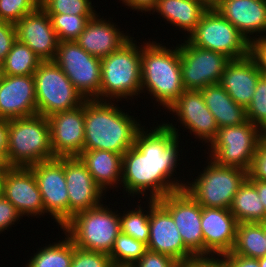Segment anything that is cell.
<instances>
[{"instance_id":"c3c4849f","label":"cell","mask_w":266,"mask_h":267,"mask_svg":"<svg viewBox=\"0 0 266 267\" xmlns=\"http://www.w3.org/2000/svg\"><path fill=\"white\" fill-rule=\"evenodd\" d=\"M9 120L0 118V157L7 165Z\"/></svg>"},{"instance_id":"4316f807","label":"cell","mask_w":266,"mask_h":267,"mask_svg":"<svg viewBox=\"0 0 266 267\" xmlns=\"http://www.w3.org/2000/svg\"><path fill=\"white\" fill-rule=\"evenodd\" d=\"M208 9L198 0H157L155 7L148 13L160 15L164 22L184 33L183 38L195 30L203 14ZM187 34V35H186Z\"/></svg>"},{"instance_id":"7c38bea8","label":"cell","mask_w":266,"mask_h":267,"mask_svg":"<svg viewBox=\"0 0 266 267\" xmlns=\"http://www.w3.org/2000/svg\"><path fill=\"white\" fill-rule=\"evenodd\" d=\"M178 41H181L177 44L185 90H201L219 83L231 59L222 53L196 47L187 39Z\"/></svg>"},{"instance_id":"d590c367","label":"cell","mask_w":266,"mask_h":267,"mask_svg":"<svg viewBox=\"0 0 266 267\" xmlns=\"http://www.w3.org/2000/svg\"><path fill=\"white\" fill-rule=\"evenodd\" d=\"M39 6L46 13L95 15L91 0H40Z\"/></svg>"},{"instance_id":"4fadbf2b","label":"cell","mask_w":266,"mask_h":267,"mask_svg":"<svg viewBox=\"0 0 266 267\" xmlns=\"http://www.w3.org/2000/svg\"><path fill=\"white\" fill-rule=\"evenodd\" d=\"M41 193L45 215L62 228L69 221V198L64 174V158H54L30 166Z\"/></svg>"},{"instance_id":"9c48e42d","label":"cell","mask_w":266,"mask_h":267,"mask_svg":"<svg viewBox=\"0 0 266 267\" xmlns=\"http://www.w3.org/2000/svg\"><path fill=\"white\" fill-rule=\"evenodd\" d=\"M33 77L38 115L49 117L77 108L85 101L54 61H42Z\"/></svg>"},{"instance_id":"bcb514c9","label":"cell","mask_w":266,"mask_h":267,"mask_svg":"<svg viewBox=\"0 0 266 267\" xmlns=\"http://www.w3.org/2000/svg\"><path fill=\"white\" fill-rule=\"evenodd\" d=\"M222 256L227 260L229 267H260L257 258L245 257L232 252Z\"/></svg>"},{"instance_id":"f35d334b","label":"cell","mask_w":266,"mask_h":267,"mask_svg":"<svg viewBox=\"0 0 266 267\" xmlns=\"http://www.w3.org/2000/svg\"><path fill=\"white\" fill-rule=\"evenodd\" d=\"M71 267H113L109 254L85 250L74 245Z\"/></svg>"},{"instance_id":"7bdbcfd3","label":"cell","mask_w":266,"mask_h":267,"mask_svg":"<svg viewBox=\"0 0 266 267\" xmlns=\"http://www.w3.org/2000/svg\"><path fill=\"white\" fill-rule=\"evenodd\" d=\"M17 40L15 24L0 21V59L4 61L13 43Z\"/></svg>"},{"instance_id":"30bf717a","label":"cell","mask_w":266,"mask_h":267,"mask_svg":"<svg viewBox=\"0 0 266 267\" xmlns=\"http://www.w3.org/2000/svg\"><path fill=\"white\" fill-rule=\"evenodd\" d=\"M186 39L196 47L222 53L231 60L250 55V42L216 9L207 10Z\"/></svg>"},{"instance_id":"9a60e30c","label":"cell","mask_w":266,"mask_h":267,"mask_svg":"<svg viewBox=\"0 0 266 267\" xmlns=\"http://www.w3.org/2000/svg\"><path fill=\"white\" fill-rule=\"evenodd\" d=\"M176 119L183 132L186 129L201 143L209 146L216 138L218 125L207 108L200 90H184L181 96L167 109ZM171 112V113H170ZM186 128V129H185Z\"/></svg>"},{"instance_id":"b9f144b4","label":"cell","mask_w":266,"mask_h":267,"mask_svg":"<svg viewBox=\"0 0 266 267\" xmlns=\"http://www.w3.org/2000/svg\"><path fill=\"white\" fill-rule=\"evenodd\" d=\"M248 179L266 181V135L259 143L252 166L248 172Z\"/></svg>"},{"instance_id":"44dd1931","label":"cell","mask_w":266,"mask_h":267,"mask_svg":"<svg viewBox=\"0 0 266 267\" xmlns=\"http://www.w3.org/2000/svg\"><path fill=\"white\" fill-rule=\"evenodd\" d=\"M37 115L33 75L0 78V118L17 119Z\"/></svg>"},{"instance_id":"816d5d0a","label":"cell","mask_w":266,"mask_h":267,"mask_svg":"<svg viewBox=\"0 0 266 267\" xmlns=\"http://www.w3.org/2000/svg\"><path fill=\"white\" fill-rule=\"evenodd\" d=\"M260 267H266V255L264 257L258 258Z\"/></svg>"},{"instance_id":"ffe728a7","label":"cell","mask_w":266,"mask_h":267,"mask_svg":"<svg viewBox=\"0 0 266 267\" xmlns=\"http://www.w3.org/2000/svg\"><path fill=\"white\" fill-rule=\"evenodd\" d=\"M237 220L229 209L202 207L203 256H222L232 251Z\"/></svg>"},{"instance_id":"484cf974","label":"cell","mask_w":266,"mask_h":267,"mask_svg":"<svg viewBox=\"0 0 266 267\" xmlns=\"http://www.w3.org/2000/svg\"><path fill=\"white\" fill-rule=\"evenodd\" d=\"M122 157V154L106 150H85L78 156L104 193L111 188L122 190Z\"/></svg>"},{"instance_id":"ab89813d","label":"cell","mask_w":266,"mask_h":267,"mask_svg":"<svg viewBox=\"0 0 266 267\" xmlns=\"http://www.w3.org/2000/svg\"><path fill=\"white\" fill-rule=\"evenodd\" d=\"M183 265L170 256L147 250L143 257L131 267H182Z\"/></svg>"},{"instance_id":"8d00e7d4","label":"cell","mask_w":266,"mask_h":267,"mask_svg":"<svg viewBox=\"0 0 266 267\" xmlns=\"http://www.w3.org/2000/svg\"><path fill=\"white\" fill-rule=\"evenodd\" d=\"M246 119L266 134V80L257 82L252 101L246 108Z\"/></svg>"},{"instance_id":"836d02e7","label":"cell","mask_w":266,"mask_h":267,"mask_svg":"<svg viewBox=\"0 0 266 267\" xmlns=\"http://www.w3.org/2000/svg\"><path fill=\"white\" fill-rule=\"evenodd\" d=\"M147 250V244L120 232L109 256L113 266L131 267Z\"/></svg>"},{"instance_id":"d6a6232c","label":"cell","mask_w":266,"mask_h":267,"mask_svg":"<svg viewBox=\"0 0 266 267\" xmlns=\"http://www.w3.org/2000/svg\"><path fill=\"white\" fill-rule=\"evenodd\" d=\"M141 199L138 200L139 205H131L132 209H125L119 213L121 232L133 237L134 239L141 241L145 244L149 241V217H150V200L144 201V206L148 202V206H141ZM136 207V208H135Z\"/></svg>"},{"instance_id":"f6af8a7d","label":"cell","mask_w":266,"mask_h":267,"mask_svg":"<svg viewBox=\"0 0 266 267\" xmlns=\"http://www.w3.org/2000/svg\"><path fill=\"white\" fill-rule=\"evenodd\" d=\"M182 267H229L223 256H195Z\"/></svg>"},{"instance_id":"4dcf8cb0","label":"cell","mask_w":266,"mask_h":267,"mask_svg":"<svg viewBox=\"0 0 266 267\" xmlns=\"http://www.w3.org/2000/svg\"><path fill=\"white\" fill-rule=\"evenodd\" d=\"M63 233L65 239L52 241V244L36 249V253L30 256L23 267H71L74 243L64 231Z\"/></svg>"},{"instance_id":"8992f818","label":"cell","mask_w":266,"mask_h":267,"mask_svg":"<svg viewBox=\"0 0 266 267\" xmlns=\"http://www.w3.org/2000/svg\"><path fill=\"white\" fill-rule=\"evenodd\" d=\"M106 202L75 214L61 229L76 247L110 254L121 232L118 210Z\"/></svg>"},{"instance_id":"8fae6325","label":"cell","mask_w":266,"mask_h":267,"mask_svg":"<svg viewBox=\"0 0 266 267\" xmlns=\"http://www.w3.org/2000/svg\"><path fill=\"white\" fill-rule=\"evenodd\" d=\"M53 61L85 100H100V58L87 53L76 41H63L58 43Z\"/></svg>"},{"instance_id":"ac0fdd59","label":"cell","mask_w":266,"mask_h":267,"mask_svg":"<svg viewBox=\"0 0 266 267\" xmlns=\"http://www.w3.org/2000/svg\"><path fill=\"white\" fill-rule=\"evenodd\" d=\"M85 101L77 108L57 112L48 118L55 158L78 157L84 148Z\"/></svg>"},{"instance_id":"5b68a950","label":"cell","mask_w":266,"mask_h":267,"mask_svg":"<svg viewBox=\"0 0 266 267\" xmlns=\"http://www.w3.org/2000/svg\"><path fill=\"white\" fill-rule=\"evenodd\" d=\"M54 158L47 117L9 120L7 167H30Z\"/></svg>"},{"instance_id":"681fc988","label":"cell","mask_w":266,"mask_h":267,"mask_svg":"<svg viewBox=\"0 0 266 267\" xmlns=\"http://www.w3.org/2000/svg\"><path fill=\"white\" fill-rule=\"evenodd\" d=\"M249 180L255 185L260 201L265 208V214H266V181H261L258 179H249Z\"/></svg>"},{"instance_id":"74e56055","label":"cell","mask_w":266,"mask_h":267,"mask_svg":"<svg viewBox=\"0 0 266 267\" xmlns=\"http://www.w3.org/2000/svg\"><path fill=\"white\" fill-rule=\"evenodd\" d=\"M40 0H0V21L16 24L23 16L34 12Z\"/></svg>"},{"instance_id":"cb8c5ba5","label":"cell","mask_w":266,"mask_h":267,"mask_svg":"<svg viewBox=\"0 0 266 267\" xmlns=\"http://www.w3.org/2000/svg\"><path fill=\"white\" fill-rule=\"evenodd\" d=\"M216 10L249 42L266 36V0H224Z\"/></svg>"},{"instance_id":"3957f363","label":"cell","mask_w":266,"mask_h":267,"mask_svg":"<svg viewBox=\"0 0 266 267\" xmlns=\"http://www.w3.org/2000/svg\"><path fill=\"white\" fill-rule=\"evenodd\" d=\"M141 42V93L146 92L167 111L185 90L179 46L157 41ZM169 47V48H168ZM172 48V49H171ZM174 48V49H173ZM155 98V99H154Z\"/></svg>"},{"instance_id":"277c9868","label":"cell","mask_w":266,"mask_h":267,"mask_svg":"<svg viewBox=\"0 0 266 267\" xmlns=\"http://www.w3.org/2000/svg\"><path fill=\"white\" fill-rule=\"evenodd\" d=\"M134 38L101 59L100 101L132 102L140 97L141 45Z\"/></svg>"},{"instance_id":"5bb4252c","label":"cell","mask_w":266,"mask_h":267,"mask_svg":"<svg viewBox=\"0 0 266 267\" xmlns=\"http://www.w3.org/2000/svg\"><path fill=\"white\" fill-rule=\"evenodd\" d=\"M157 201L172 216L184 245L195 256H203L202 206L184 189L167 194Z\"/></svg>"},{"instance_id":"e575fe53","label":"cell","mask_w":266,"mask_h":267,"mask_svg":"<svg viewBox=\"0 0 266 267\" xmlns=\"http://www.w3.org/2000/svg\"><path fill=\"white\" fill-rule=\"evenodd\" d=\"M59 42L76 41L94 15L47 13Z\"/></svg>"},{"instance_id":"f546056e","label":"cell","mask_w":266,"mask_h":267,"mask_svg":"<svg viewBox=\"0 0 266 267\" xmlns=\"http://www.w3.org/2000/svg\"><path fill=\"white\" fill-rule=\"evenodd\" d=\"M234 254L251 258L266 255L265 223L241 222L237 224Z\"/></svg>"},{"instance_id":"ba28073f","label":"cell","mask_w":266,"mask_h":267,"mask_svg":"<svg viewBox=\"0 0 266 267\" xmlns=\"http://www.w3.org/2000/svg\"><path fill=\"white\" fill-rule=\"evenodd\" d=\"M266 134L250 121L220 127L207 147V156L216 164L250 171L259 143Z\"/></svg>"},{"instance_id":"7402d4cb","label":"cell","mask_w":266,"mask_h":267,"mask_svg":"<svg viewBox=\"0 0 266 267\" xmlns=\"http://www.w3.org/2000/svg\"><path fill=\"white\" fill-rule=\"evenodd\" d=\"M17 40L26 44L42 61H53L59 40L49 15L39 6L16 24Z\"/></svg>"},{"instance_id":"d6986e66","label":"cell","mask_w":266,"mask_h":267,"mask_svg":"<svg viewBox=\"0 0 266 267\" xmlns=\"http://www.w3.org/2000/svg\"><path fill=\"white\" fill-rule=\"evenodd\" d=\"M64 174L69 198V220L79 212L100 205L106 198V193L95 183L78 157L64 158Z\"/></svg>"},{"instance_id":"6da1fadb","label":"cell","mask_w":266,"mask_h":267,"mask_svg":"<svg viewBox=\"0 0 266 267\" xmlns=\"http://www.w3.org/2000/svg\"><path fill=\"white\" fill-rule=\"evenodd\" d=\"M154 123L157 126H150L151 130L144 125L137 132L134 146L123 154L121 187L124 195L125 192L128 195L125 199L131 196L139 200L141 194L142 199L159 200L184 189L185 176L184 180L174 177L179 174L176 172L179 161L183 160L180 159L183 150L179 148L181 133L172 122Z\"/></svg>"},{"instance_id":"11a10c76","label":"cell","mask_w":266,"mask_h":267,"mask_svg":"<svg viewBox=\"0 0 266 267\" xmlns=\"http://www.w3.org/2000/svg\"><path fill=\"white\" fill-rule=\"evenodd\" d=\"M4 171H0V194H1V188H2V177H3Z\"/></svg>"},{"instance_id":"60d3db41","label":"cell","mask_w":266,"mask_h":267,"mask_svg":"<svg viewBox=\"0 0 266 267\" xmlns=\"http://www.w3.org/2000/svg\"><path fill=\"white\" fill-rule=\"evenodd\" d=\"M23 218L16 207L6 199L2 193L0 194V234L5 230H9L15 222H19Z\"/></svg>"},{"instance_id":"ee69618b","label":"cell","mask_w":266,"mask_h":267,"mask_svg":"<svg viewBox=\"0 0 266 267\" xmlns=\"http://www.w3.org/2000/svg\"><path fill=\"white\" fill-rule=\"evenodd\" d=\"M250 56L255 60L258 69L266 72V36L250 42Z\"/></svg>"},{"instance_id":"f907efd6","label":"cell","mask_w":266,"mask_h":267,"mask_svg":"<svg viewBox=\"0 0 266 267\" xmlns=\"http://www.w3.org/2000/svg\"><path fill=\"white\" fill-rule=\"evenodd\" d=\"M208 10L216 9L224 0H198Z\"/></svg>"},{"instance_id":"603a6c76","label":"cell","mask_w":266,"mask_h":267,"mask_svg":"<svg viewBox=\"0 0 266 267\" xmlns=\"http://www.w3.org/2000/svg\"><path fill=\"white\" fill-rule=\"evenodd\" d=\"M97 13L88 21L85 29L76 42L89 54L97 58H104L119 50L133 36L121 29L114 22Z\"/></svg>"},{"instance_id":"9f6ffc18","label":"cell","mask_w":266,"mask_h":267,"mask_svg":"<svg viewBox=\"0 0 266 267\" xmlns=\"http://www.w3.org/2000/svg\"><path fill=\"white\" fill-rule=\"evenodd\" d=\"M261 76L266 80V72H261Z\"/></svg>"},{"instance_id":"f5cc1de1","label":"cell","mask_w":266,"mask_h":267,"mask_svg":"<svg viewBox=\"0 0 266 267\" xmlns=\"http://www.w3.org/2000/svg\"><path fill=\"white\" fill-rule=\"evenodd\" d=\"M6 168V162L0 157V171H5Z\"/></svg>"},{"instance_id":"52a82bcc","label":"cell","mask_w":266,"mask_h":267,"mask_svg":"<svg viewBox=\"0 0 266 267\" xmlns=\"http://www.w3.org/2000/svg\"><path fill=\"white\" fill-rule=\"evenodd\" d=\"M207 165L192 180L185 182L184 190L202 207L229 209L238 189L248 178V172L237 167L221 166L208 156ZM210 160V161H209Z\"/></svg>"},{"instance_id":"e0dca14e","label":"cell","mask_w":266,"mask_h":267,"mask_svg":"<svg viewBox=\"0 0 266 267\" xmlns=\"http://www.w3.org/2000/svg\"><path fill=\"white\" fill-rule=\"evenodd\" d=\"M1 193L22 217L44 216L41 193L30 167H7L2 177Z\"/></svg>"},{"instance_id":"d4e9b609","label":"cell","mask_w":266,"mask_h":267,"mask_svg":"<svg viewBox=\"0 0 266 267\" xmlns=\"http://www.w3.org/2000/svg\"><path fill=\"white\" fill-rule=\"evenodd\" d=\"M260 77L261 71L249 55L242 59L231 60L219 84L237 104L246 109L252 101Z\"/></svg>"},{"instance_id":"1f68e13d","label":"cell","mask_w":266,"mask_h":267,"mask_svg":"<svg viewBox=\"0 0 266 267\" xmlns=\"http://www.w3.org/2000/svg\"><path fill=\"white\" fill-rule=\"evenodd\" d=\"M41 62L26 44L16 40L3 61V75H33Z\"/></svg>"},{"instance_id":"83f0119b","label":"cell","mask_w":266,"mask_h":267,"mask_svg":"<svg viewBox=\"0 0 266 267\" xmlns=\"http://www.w3.org/2000/svg\"><path fill=\"white\" fill-rule=\"evenodd\" d=\"M200 92L219 128L239 125L247 120L246 109L237 104L219 83L209 85Z\"/></svg>"},{"instance_id":"7dc6e473","label":"cell","mask_w":266,"mask_h":267,"mask_svg":"<svg viewBox=\"0 0 266 267\" xmlns=\"http://www.w3.org/2000/svg\"><path fill=\"white\" fill-rule=\"evenodd\" d=\"M122 1V2H121ZM126 8H130V10L137 12H151V10L155 7L157 0H119Z\"/></svg>"},{"instance_id":"db71d44e","label":"cell","mask_w":266,"mask_h":267,"mask_svg":"<svg viewBox=\"0 0 266 267\" xmlns=\"http://www.w3.org/2000/svg\"><path fill=\"white\" fill-rule=\"evenodd\" d=\"M3 76V61L0 59V78Z\"/></svg>"},{"instance_id":"7a4b0ae2","label":"cell","mask_w":266,"mask_h":267,"mask_svg":"<svg viewBox=\"0 0 266 267\" xmlns=\"http://www.w3.org/2000/svg\"><path fill=\"white\" fill-rule=\"evenodd\" d=\"M116 101L85 100V150H106L124 154L135 143L144 126L140 119L120 109Z\"/></svg>"},{"instance_id":"2e32d148","label":"cell","mask_w":266,"mask_h":267,"mask_svg":"<svg viewBox=\"0 0 266 267\" xmlns=\"http://www.w3.org/2000/svg\"><path fill=\"white\" fill-rule=\"evenodd\" d=\"M149 225L148 250L170 256L182 265L195 257L184 245L172 216L157 200H150Z\"/></svg>"},{"instance_id":"f1b7e54d","label":"cell","mask_w":266,"mask_h":267,"mask_svg":"<svg viewBox=\"0 0 266 267\" xmlns=\"http://www.w3.org/2000/svg\"><path fill=\"white\" fill-rule=\"evenodd\" d=\"M238 223H265V208L260 201L255 185L247 178L236 192L229 208Z\"/></svg>"}]
</instances>
